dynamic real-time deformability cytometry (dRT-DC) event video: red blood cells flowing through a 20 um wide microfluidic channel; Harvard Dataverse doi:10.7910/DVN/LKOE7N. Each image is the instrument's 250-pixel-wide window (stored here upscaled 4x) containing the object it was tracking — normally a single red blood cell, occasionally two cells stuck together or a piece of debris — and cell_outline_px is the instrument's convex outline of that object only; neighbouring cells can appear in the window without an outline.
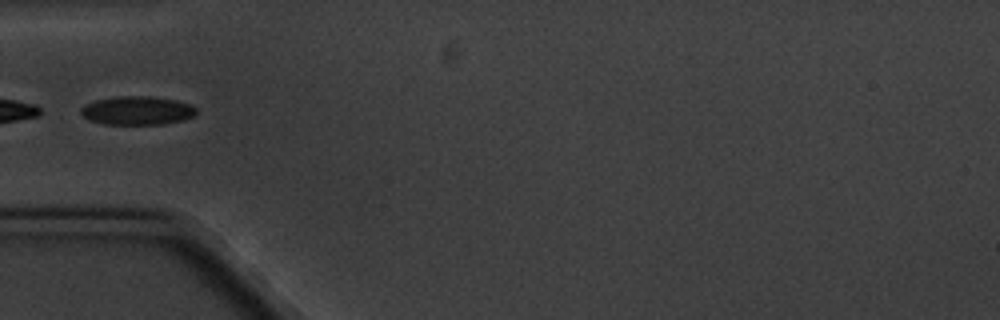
{"species": "common noctule bat (a hibernating species)", "species_latin": "Nyctalus noctula", "temperature_condition": "cold", "stored_images_in_passage": 5, "camera_frame_rate_fps": 3000, "um_per_image_px": 0.085, "animal": {"sex": "male", "body_mass_g": 20.1, "forearm_length_mm": 53.5}, "frame": {"image": 1, "passage_image": 5, "time_ms": 5.0, "image_size_px": [1000, 320], "cell_outline_px": [[196, 112], [192, 116], [184, 120], [164, 124], [104, 124], [88, 120], [80, 112], [80, 108], [84, 104], [96, 100], [116, 96], [148, 96], [176, 100], [188, 104], [196, 108]], "centroid_in_image_um": [11.62, 9.4], "position_along_channel_um": 73.4, "area_um2": 19.25}}